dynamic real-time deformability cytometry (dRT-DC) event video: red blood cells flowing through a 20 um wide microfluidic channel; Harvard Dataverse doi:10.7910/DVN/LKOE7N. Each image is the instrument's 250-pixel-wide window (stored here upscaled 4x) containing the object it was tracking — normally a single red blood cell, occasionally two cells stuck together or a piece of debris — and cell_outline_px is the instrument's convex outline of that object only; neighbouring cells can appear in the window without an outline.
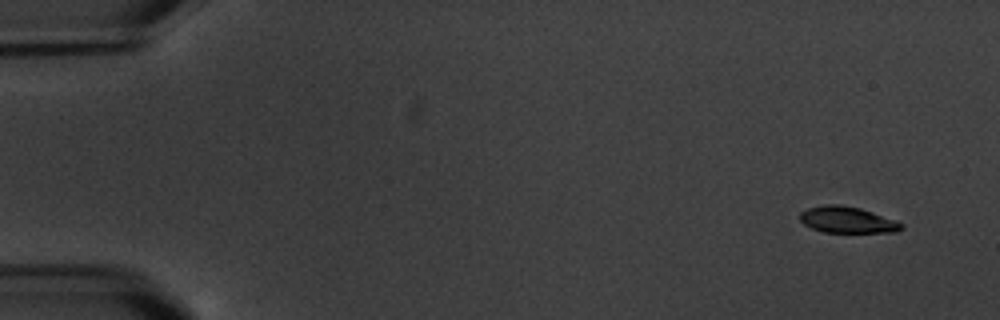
{"species": "common noctule bat (a hibernating species)", "species_latin": "Nyctalus noctula", "temperature_condition": "warm", "stored_images_in_passage": 6, "camera_frame_rate_fps": 3000, "um_per_image_px": 0.085, "animal": {"sex": "male", "body_mass_g": 20.1, "forearm_length_mm": 53.5}, "frame": {"image": 1, "passage_image": 1, "time_ms": 0.0, "image_size_px": [1000, 320], "cell_outline_px": [[904, 228], [896, 232], [824, 232], [812, 228], [804, 224], [800, 220], [800, 212], [808, 208], [824, 204], [840, 204], [860, 208], [896, 220], [904, 224]], "centroid_in_image_um": [72.03, 18.68], "position_along_channel_um": 13.0, "area_um2": 15.61}}
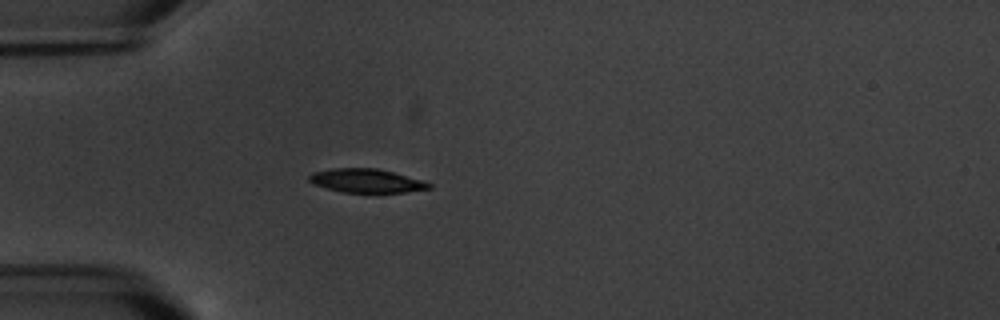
{"frame": {"image": 2, "passage_image": 5, "time_ms": 4.667, "image_size_px": [1000, 320], "cell_outline_px": [[432, 188], [404, 192], [344, 192], [312, 184], [308, 180], [308, 176], [312, 172], [332, 168], [376, 168], [392, 172], [420, 180], [432, 184]], "centroid_in_image_um": [31.09, 15.35], "position_along_channel_um": 53.9, "area_um2": 16.36}}